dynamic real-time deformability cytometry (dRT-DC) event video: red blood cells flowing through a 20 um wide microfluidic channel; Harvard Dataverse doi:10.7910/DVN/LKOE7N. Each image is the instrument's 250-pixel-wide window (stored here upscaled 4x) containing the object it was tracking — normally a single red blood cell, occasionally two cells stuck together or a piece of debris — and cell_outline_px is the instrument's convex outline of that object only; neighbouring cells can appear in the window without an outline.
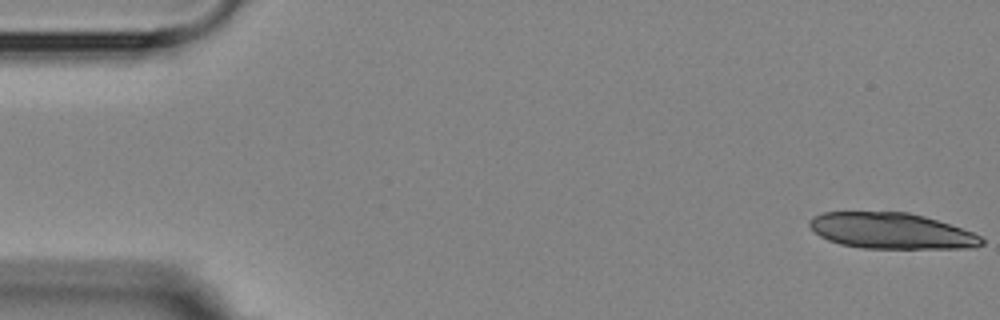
{"species": "Egyptian fruit bat (a non-hibernating species)", "species_latin": "Rousettus aegyptiacus", "temperature_condition": "room temperature", "stored_images_in_passage": 7, "camera_frame_rate_fps": 3000, "um_per_image_px": 0.085, "animal": {"sex": "female"}, "frame": {"image": 1, "passage_image": 1, "time_ms": 0.0, "image_size_px": [1000, 320], "cell_outline_px": [[984, 244], [976, 248], [864, 248], [840, 244], [828, 240], [820, 236], [808, 224], [808, 220], [812, 216], [824, 212], [908, 212], [924, 216], [972, 232], [980, 236], [984, 240]], "centroid_in_image_um": [75.75, 19.63], "position_along_channel_um": 9.2, "area_um2": 35.89}}
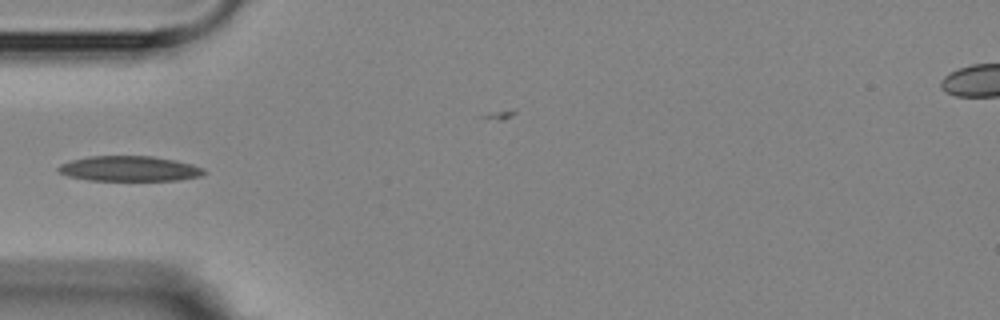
{"frame": {"image": 2, "passage_image": 6, "time_ms": 5.667, "image_size_px": [1000, 320], "cell_outline_px": [[208, 172], [200, 176], [180, 180], [88, 180], [68, 176], [60, 172], [56, 168], [60, 164], [72, 160], [88, 156], [152, 156], [176, 160], [192, 164], [204, 168]], "centroid_in_image_um": [11.03, 14.33], "position_along_channel_um": 74.0, "area_um2": 21.44}}